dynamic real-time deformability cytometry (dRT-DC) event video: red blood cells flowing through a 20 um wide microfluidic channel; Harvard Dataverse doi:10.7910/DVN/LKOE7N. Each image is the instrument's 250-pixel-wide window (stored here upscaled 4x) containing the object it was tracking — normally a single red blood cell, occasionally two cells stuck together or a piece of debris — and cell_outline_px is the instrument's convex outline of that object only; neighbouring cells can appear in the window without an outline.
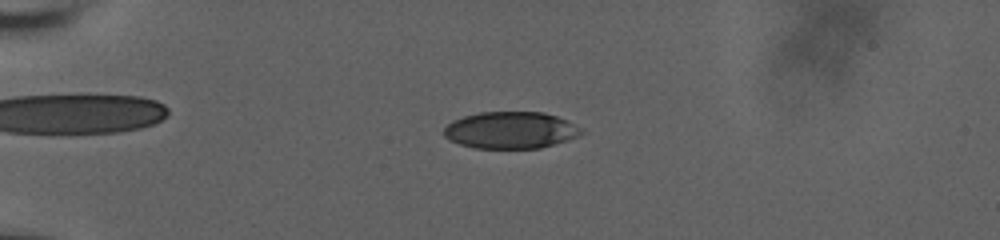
{"species": "human", "species_latin": "Homo sapiens", "temperature_condition": "room temperature", "stored_images_in_passage": 45, "camera_frame_rate_fps": 3000, "um_per_image_px": 0.085, "donor": {"sex": "male"}, "frame": {"image": 1, "passage_image": 13, "time_ms": 5.0, "image_size_px": [1000, 240], "cell_outline_px": [[584, 132], [568, 140], [540, 148], [476, 148], [460, 144], [444, 136], [444, 128], [452, 120], [464, 116], [480, 112], [544, 112], [556, 116], [584, 128]], "centroid_in_image_um": [43.42, 11.06], "position_along_channel_um": 41.6, "area_um2": 29.42}}
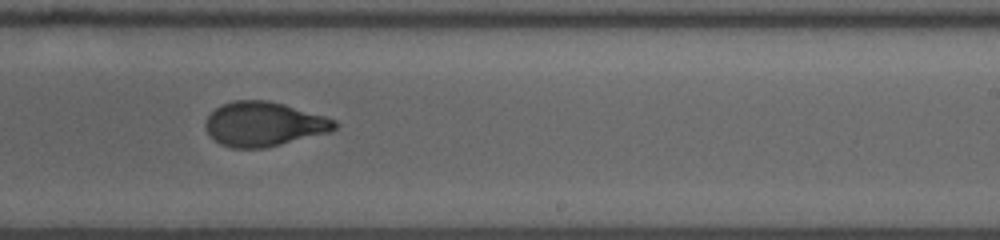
{"frame": {"image": 2, "passage_image": 30, "time_ms": 12.333, "image_size_px": [1000, 240], "cell_outline_px": [[340, 124], [332, 132], [264, 148], [232, 148], [220, 144], [208, 132], [204, 124], [208, 116], [216, 108], [232, 100], [268, 100], [284, 104], [324, 116], [336, 120]], "centroid_in_image_um": [22.46, 10.55], "position_along_channel_um": 266.5, "area_um2": 33.41}}
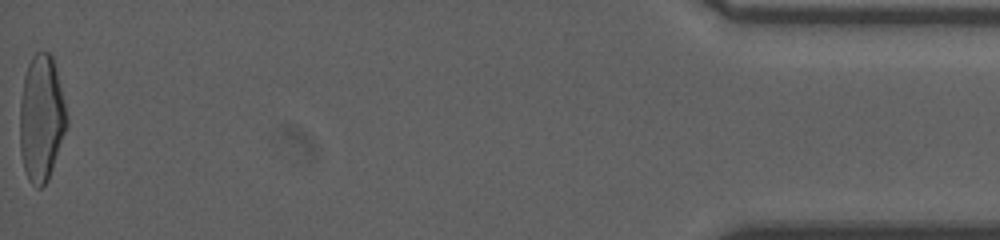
{"frame": {"image": 3, "passage_image": 45, "time_ms": 19.0, "image_size_px": [1000, 240], "cell_outline_px": [[68, 124], [48, 180], [40, 188], [36, 188], [28, 180], [24, 168], [20, 152], [20, 100], [24, 76], [28, 64], [32, 56], [36, 52], [48, 52], [52, 56], [64, 100], [68, 116]], "centroid_in_image_um": [3.51, 10.07], "position_along_channel_um": 431.7, "area_um2": 34.51}, "authors_computed_cell_mechanics": {"area_um2": 33.235, "velocity_mm_per_s": 3.782, "shape_relaxation_time_tau1_ms": 4.9757, "shape_relaxation_time_tau2_ms": 0.9605, "deformation_change_tau1": 0.1974, "deformation_change_tau2": 0.0609}}